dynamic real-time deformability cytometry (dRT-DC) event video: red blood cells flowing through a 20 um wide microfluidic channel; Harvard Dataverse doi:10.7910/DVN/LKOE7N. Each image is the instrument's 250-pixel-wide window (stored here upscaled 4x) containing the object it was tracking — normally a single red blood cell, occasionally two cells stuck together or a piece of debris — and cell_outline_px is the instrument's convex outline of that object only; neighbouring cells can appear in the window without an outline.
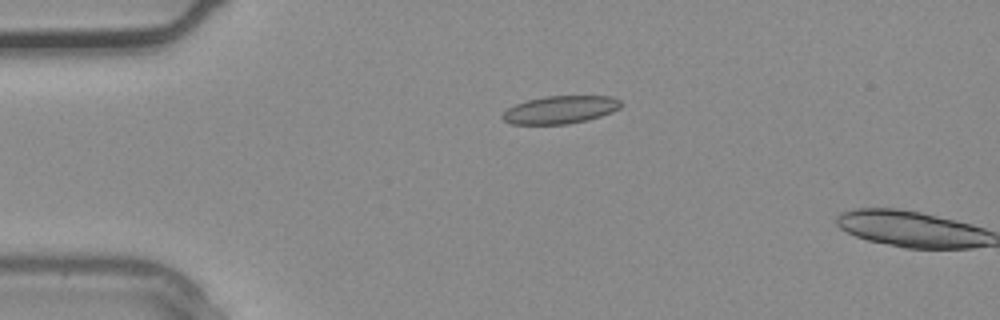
{"species": "common noctule bat (a hibernating species)", "species_latin": "Nyctalus noctula", "temperature_condition": "warm", "stored_images_in_passage": 2, "camera_frame_rate_fps": 3000, "um_per_image_px": 0.085, "animal": {"sex": "male", "body_mass_g": 20.4}, "frame": {"image": 1, "passage_image": 1, "time_ms": 0.0, "image_size_px": [1000, 320], "cell_outline_px": [[620, 108], [612, 112], [588, 120], [568, 124], [512, 124], [504, 120], [500, 116], [508, 108], [516, 104], [528, 100], [544, 96], [612, 96], [620, 100]], "centroid_in_image_um": [47.63, 9.33], "position_along_channel_um": 37.4, "area_um2": 19.13}}